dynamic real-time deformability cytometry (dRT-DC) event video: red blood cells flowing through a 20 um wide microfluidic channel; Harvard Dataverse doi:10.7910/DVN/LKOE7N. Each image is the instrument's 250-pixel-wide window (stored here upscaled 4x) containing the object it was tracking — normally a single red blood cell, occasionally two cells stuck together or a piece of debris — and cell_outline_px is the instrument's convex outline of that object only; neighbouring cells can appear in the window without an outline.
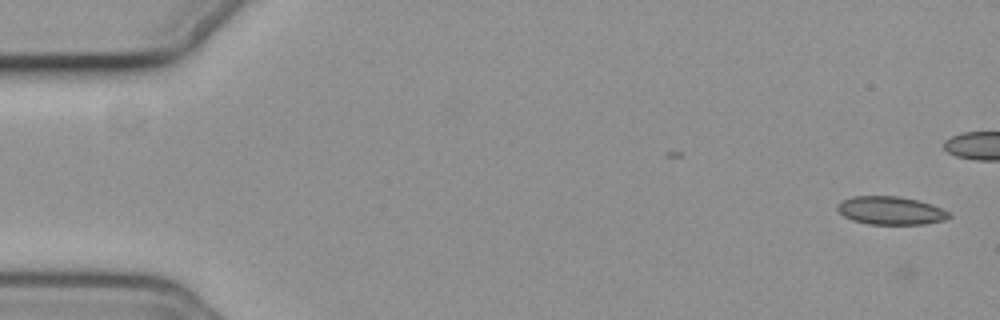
{"species": "common noctule bat (a hibernating species)", "species_latin": "Nyctalus noctula", "temperature_condition": "cold", "stored_images_in_passage": 4, "camera_frame_rate_fps": 3000, "um_per_image_px": 0.085, "animal": {"sex": "female", "body_mass_g": 19.3, "forearm_length_mm": 54.1}, "frame": {"image": 1, "passage_image": 1, "time_ms": 0.0, "image_size_px": [1000, 320], "cell_outline_px": [[952, 216], [944, 220], [924, 224], [868, 224], [852, 220], [844, 216], [836, 208], [836, 204], [840, 200], [852, 196], [896, 196], [916, 200], [932, 204], [948, 212]], "centroid_in_image_um": [75.66, 17.89], "position_along_channel_um": 9.3, "area_um2": 18.32}}